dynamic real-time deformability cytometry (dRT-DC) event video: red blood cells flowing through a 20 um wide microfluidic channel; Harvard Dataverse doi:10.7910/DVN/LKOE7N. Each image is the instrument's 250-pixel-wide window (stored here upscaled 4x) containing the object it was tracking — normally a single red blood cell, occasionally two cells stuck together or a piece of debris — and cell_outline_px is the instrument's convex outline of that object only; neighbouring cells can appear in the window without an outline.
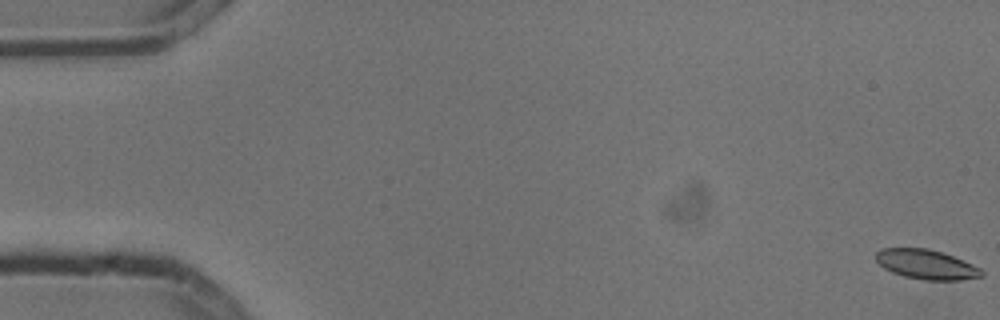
{"species": "common noctule bat (a hibernating species)", "species_latin": "Nyctalus noctula", "temperature_condition": "cold", "stored_images_in_passage": 6, "camera_frame_rate_fps": 3000, "um_per_image_px": 0.085, "animal": {"sex": "male", "body_mass_g": 13.3}, "frame": {"image": 1, "passage_image": 1, "time_ms": 0.0, "image_size_px": [1000, 320], "cell_outline_px": [[984, 276], [960, 280], [924, 280], [904, 276], [892, 272], [884, 268], [876, 260], [876, 252], [880, 248], [928, 248], [944, 252], [964, 260], [980, 268], [984, 272]], "centroid_in_image_um": [78.76, 22.47], "position_along_channel_um": 6.2, "area_um2": 18.38}}
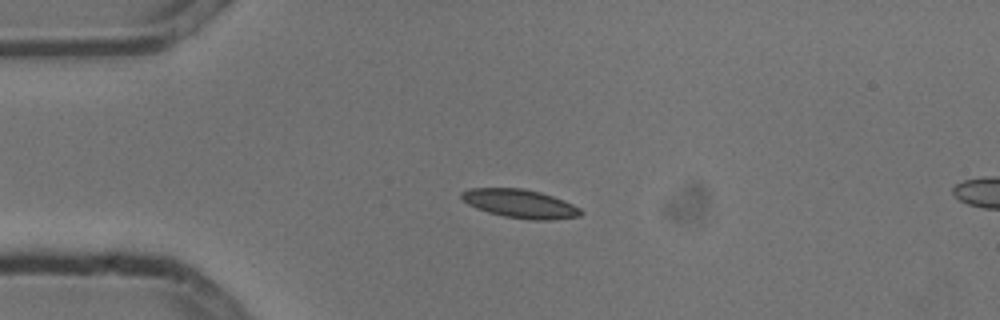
{"frame": {"image": 2, "passage_image": 5, "time_ms": 1.333, "image_size_px": [1000, 320], "cell_outline_px": [[584, 212], [580, 216], [552, 220], [532, 220], [504, 216], [488, 212], [476, 208], [468, 204], [460, 196], [460, 192], [468, 188], [524, 188], [540, 192], [564, 200], [580, 208]], "centroid_in_image_um": [44.21, 17.31], "position_along_channel_um": 40.8, "area_um2": 19.94}}